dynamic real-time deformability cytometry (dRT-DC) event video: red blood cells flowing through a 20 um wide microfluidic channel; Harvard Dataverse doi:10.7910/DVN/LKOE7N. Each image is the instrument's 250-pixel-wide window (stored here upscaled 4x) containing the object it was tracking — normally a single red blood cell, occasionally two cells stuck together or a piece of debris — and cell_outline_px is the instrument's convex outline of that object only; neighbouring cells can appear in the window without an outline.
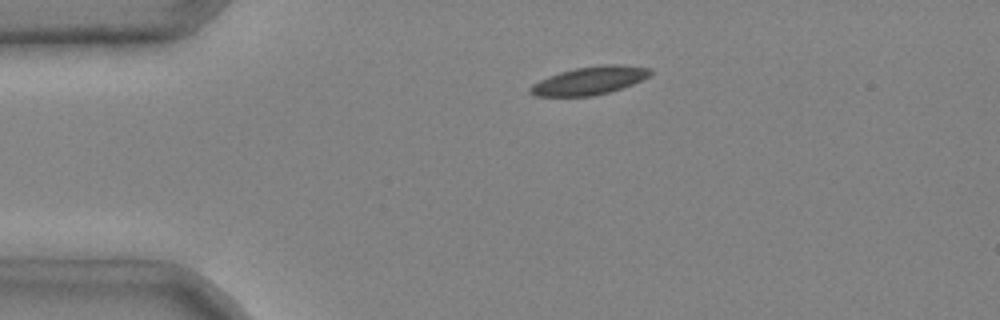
{"species": "common noctule bat (a hibernating species)", "species_latin": "Nyctalus noctula", "temperature_condition": "cold", "stored_images_in_passage": 5, "camera_frame_rate_fps": 3000, "um_per_image_px": 0.085, "animal": {"sex": "male", "body_mass_g": 20.4}, "frame": {"image": 1, "passage_image": 5, "time_ms": 1.333, "image_size_px": [1000, 320], "cell_outline_px": [[652, 72], [648, 76], [632, 84], [608, 92], [592, 96], [536, 96], [528, 92], [528, 88], [532, 84], [548, 76], [560, 72], [576, 68], [604, 64], [620, 64], [652, 68]], "centroid_in_image_um": [50.09, 6.84], "position_along_channel_um": 34.9, "area_um2": 19.54}}